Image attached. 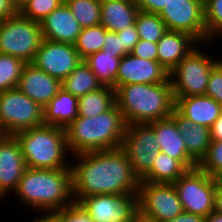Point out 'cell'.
<instances>
[{
	"label": "cell",
	"instance_id": "1",
	"mask_svg": "<svg viewBox=\"0 0 222 222\" xmlns=\"http://www.w3.org/2000/svg\"><path fill=\"white\" fill-rule=\"evenodd\" d=\"M72 165L74 202L101 194H137L140 179L132 170L128 156L121 148L75 154Z\"/></svg>",
	"mask_w": 222,
	"mask_h": 222
},
{
	"label": "cell",
	"instance_id": "2",
	"mask_svg": "<svg viewBox=\"0 0 222 222\" xmlns=\"http://www.w3.org/2000/svg\"><path fill=\"white\" fill-rule=\"evenodd\" d=\"M13 193L31 210H43L44 214L60 211L74 202L71 168L26 167Z\"/></svg>",
	"mask_w": 222,
	"mask_h": 222
},
{
	"label": "cell",
	"instance_id": "3",
	"mask_svg": "<svg viewBox=\"0 0 222 222\" xmlns=\"http://www.w3.org/2000/svg\"><path fill=\"white\" fill-rule=\"evenodd\" d=\"M115 104L128 124H149L170 117L175 99L168 78L162 83L129 84L115 89Z\"/></svg>",
	"mask_w": 222,
	"mask_h": 222
},
{
	"label": "cell",
	"instance_id": "4",
	"mask_svg": "<svg viewBox=\"0 0 222 222\" xmlns=\"http://www.w3.org/2000/svg\"><path fill=\"white\" fill-rule=\"evenodd\" d=\"M125 129L116 104L94 118L77 117L65 128L69 154L121 148Z\"/></svg>",
	"mask_w": 222,
	"mask_h": 222
},
{
	"label": "cell",
	"instance_id": "5",
	"mask_svg": "<svg viewBox=\"0 0 222 222\" xmlns=\"http://www.w3.org/2000/svg\"><path fill=\"white\" fill-rule=\"evenodd\" d=\"M18 140L26 167L33 169L71 168L66 158L68 147L65 128L45 125L14 134Z\"/></svg>",
	"mask_w": 222,
	"mask_h": 222
},
{
	"label": "cell",
	"instance_id": "6",
	"mask_svg": "<svg viewBox=\"0 0 222 222\" xmlns=\"http://www.w3.org/2000/svg\"><path fill=\"white\" fill-rule=\"evenodd\" d=\"M195 47L169 73L174 99L205 95L212 69L222 60Z\"/></svg>",
	"mask_w": 222,
	"mask_h": 222
},
{
	"label": "cell",
	"instance_id": "7",
	"mask_svg": "<svg viewBox=\"0 0 222 222\" xmlns=\"http://www.w3.org/2000/svg\"><path fill=\"white\" fill-rule=\"evenodd\" d=\"M43 41L40 23L20 12L0 23V53L32 63Z\"/></svg>",
	"mask_w": 222,
	"mask_h": 222
},
{
	"label": "cell",
	"instance_id": "8",
	"mask_svg": "<svg viewBox=\"0 0 222 222\" xmlns=\"http://www.w3.org/2000/svg\"><path fill=\"white\" fill-rule=\"evenodd\" d=\"M0 124L7 135L42 126L43 108L17 87L0 92Z\"/></svg>",
	"mask_w": 222,
	"mask_h": 222
},
{
	"label": "cell",
	"instance_id": "9",
	"mask_svg": "<svg viewBox=\"0 0 222 222\" xmlns=\"http://www.w3.org/2000/svg\"><path fill=\"white\" fill-rule=\"evenodd\" d=\"M173 185L185 212L205 218L214 211L216 177L195 167L187 170Z\"/></svg>",
	"mask_w": 222,
	"mask_h": 222
},
{
	"label": "cell",
	"instance_id": "10",
	"mask_svg": "<svg viewBox=\"0 0 222 222\" xmlns=\"http://www.w3.org/2000/svg\"><path fill=\"white\" fill-rule=\"evenodd\" d=\"M138 215L153 222H167L182 213V203L173 183L140 182Z\"/></svg>",
	"mask_w": 222,
	"mask_h": 222
},
{
	"label": "cell",
	"instance_id": "11",
	"mask_svg": "<svg viewBox=\"0 0 222 222\" xmlns=\"http://www.w3.org/2000/svg\"><path fill=\"white\" fill-rule=\"evenodd\" d=\"M158 141L149 124H128L121 149L128 156L132 170L141 179L152 167L159 153Z\"/></svg>",
	"mask_w": 222,
	"mask_h": 222
},
{
	"label": "cell",
	"instance_id": "12",
	"mask_svg": "<svg viewBox=\"0 0 222 222\" xmlns=\"http://www.w3.org/2000/svg\"><path fill=\"white\" fill-rule=\"evenodd\" d=\"M78 203L94 222H135L138 216V194L93 195Z\"/></svg>",
	"mask_w": 222,
	"mask_h": 222
},
{
	"label": "cell",
	"instance_id": "13",
	"mask_svg": "<svg viewBox=\"0 0 222 222\" xmlns=\"http://www.w3.org/2000/svg\"><path fill=\"white\" fill-rule=\"evenodd\" d=\"M160 18L167 30L190 34L200 44H206L204 6L198 0H170Z\"/></svg>",
	"mask_w": 222,
	"mask_h": 222
},
{
	"label": "cell",
	"instance_id": "14",
	"mask_svg": "<svg viewBox=\"0 0 222 222\" xmlns=\"http://www.w3.org/2000/svg\"><path fill=\"white\" fill-rule=\"evenodd\" d=\"M82 60L73 44L43 39L32 64L62 82Z\"/></svg>",
	"mask_w": 222,
	"mask_h": 222
},
{
	"label": "cell",
	"instance_id": "15",
	"mask_svg": "<svg viewBox=\"0 0 222 222\" xmlns=\"http://www.w3.org/2000/svg\"><path fill=\"white\" fill-rule=\"evenodd\" d=\"M168 78L169 72L158 61L127 54L121 57L115 79V89L129 84L162 83Z\"/></svg>",
	"mask_w": 222,
	"mask_h": 222
},
{
	"label": "cell",
	"instance_id": "16",
	"mask_svg": "<svg viewBox=\"0 0 222 222\" xmlns=\"http://www.w3.org/2000/svg\"><path fill=\"white\" fill-rule=\"evenodd\" d=\"M26 168L21 146L14 135L0 141V199L16 190Z\"/></svg>",
	"mask_w": 222,
	"mask_h": 222
},
{
	"label": "cell",
	"instance_id": "17",
	"mask_svg": "<svg viewBox=\"0 0 222 222\" xmlns=\"http://www.w3.org/2000/svg\"><path fill=\"white\" fill-rule=\"evenodd\" d=\"M17 88L44 108L62 89L61 81L38 69L32 63H26Z\"/></svg>",
	"mask_w": 222,
	"mask_h": 222
},
{
	"label": "cell",
	"instance_id": "18",
	"mask_svg": "<svg viewBox=\"0 0 222 222\" xmlns=\"http://www.w3.org/2000/svg\"><path fill=\"white\" fill-rule=\"evenodd\" d=\"M40 26L43 39L73 45L82 30L65 2L46 16Z\"/></svg>",
	"mask_w": 222,
	"mask_h": 222
},
{
	"label": "cell",
	"instance_id": "19",
	"mask_svg": "<svg viewBox=\"0 0 222 222\" xmlns=\"http://www.w3.org/2000/svg\"><path fill=\"white\" fill-rule=\"evenodd\" d=\"M149 125L154 130L161 152L180 161L188 170L197 167V163L187 154L184 139L171 116L151 122Z\"/></svg>",
	"mask_w": 222,
	"mask_h": 222
},
{
	"label": "cell",
	"instance_id": "20",
	"mask_svg": "<svg viewBox=\"0 0 222 222\" xmlns=\"http://www.w3.org/2000/svg\"><path fill=\"white\" fill-rule=\"evenodd\" d=\"M196 44L201 45L188 33L167 30L157 42V61L170 73Z\"/></svg>",
	"mask_w": 222,
	"mask_h": 222
},
{
	"label": "cell",
	"instance_id": "21",
	"mask_svg": "<svg viewBox=\"0 0 222 222\" xmlns=\"http://www.w3.org/2000/svg\"><path fill=\"white\" fill-rule=\"evenodd\" d=\"M175 110L185 119L210 129L219 118L222 105L207 95L178 97Z\"/></svg>",
	"mask_w": 222,
	"mask_h": 222
},
{
	"label": "cell",
	"instance_id": "22",
	"mask_svg": "<svg viewBox=\"0 0 222 222\" xmlns=\"http://www.w3.org/2000/svg\"><path fill=\"white\" fill-rule=\"evenodd\" d=\"M171 117L175 120L179 133L184 139L187 154L198 164L210 146V129L185 119L176 110L172 112Z\"/></svg>",
	"mask_w": 222,
	"mask_h": 222
},
{
	"label": "cell",
	"instance_id": "23",
	"mask_svg": "<svg viewBox=\"0 0 222 222\" xmlns=\"http://www.w3.org/2000/svg\"><path fill=\"white\" fill-rule=\"evenodd\" d=\"M139 11L135 0H101L100 24L118 32L134 25Z\"/></svg>",
	"mask_w": 222,
	"mask_h": 222
},
{
	"label": "cell",
	"instance_id": "24",
	"mask_svg": "<svg viewBox=\"0 0 222 222\" xmlns=\"http://www.w3.org/2000/svg\"><path fill=\"white\" fill-rule=\"evenodd\" d=\"M78 117V98L61 89L43 108L45 125L66 128Z\"/></svg>",
	"mask_w": 222,
	"mask_h": 222
},
{
	"label": "cell",
	"instance_id": "25",
	"mask_svg": "<svg viewBox=\"0 0 222 222\" xmlns=\"http://www.w3.org/2000/svg\"><path fill=\"white\" fill-rule=\"evenodd\" d=\"M102 86L95 73L84 60L61 82L62 89L77 98L96 91Z\"/></svg>",
	"mask_w": 222,
	"mask_h": 222
},
{
	"label": "cell",
	"instance_id": "26",
	"mask_svg": "<svg viewBox=\"0 0 222 222\" xmlns=\"http://www.w3.org/2000/svg\"><path fill=\"white\" fill-rule=\"evenodd\" d=\"M187 170L180 161L159 151L151 169L140 179V182L174 183Z\"/></svg>",
	"mask_w": 222,
	"mask_h": 222
},
{
	"label": "cell",
	"instance_id": "27",
	"mask_svg": "<svg viewBox=\"0 0 222 222\" xmlns=\"http://www.w3.org/2000/svg\"><path fill=\"white\" fill-rule=\"evenodd\" d=\"M115 104V90L102 86L78 98V117L94 118L109 110Z\"/></svg>",
	"mask_w": 222,
	"mask_h": 222
},
{
	"label": "cell",
	"instance_id": "28",
	"mask_svg": "<svg viewBox=\"0 0 222 222\" xmlns=\"http://www.w3.org/2000/svg\"><path fill=\"white\" fill-rule=\"evenodd\" d=\"M121 57L100 50L89 55L84 61L89 65L90 69L95 73L99 82L103 86H110L115 90V79L120 64Z\"/></svg>",
	"mask_w": 222,
	"mask_h": 222
},
{
	"label": "cell",
	"instance_id": "29",
	"mask_svg": "<svg viewBox=\"0 0 222 222\" xmlns=\"http://www.w3.org/2000/svg\"><path fill=\"white\" fill-rule=\"evenodd\" d=\"M81 28L100 24L101 0H64Z\"/></svg>",
	"mask_w": 222,
	"mask_h": 222
},
{
	"label": "cell",
	"instance_id": "30",
	"mask_svg": "<svg viewBox=\"0 0 222 222\" xmlns=\"http://www.w3.org/2000/svg\"><path fill=\"white\" fill-rule=\"evenodd\" d=\"M106 31L107 29L101 24L81 30L74 46L83 60L103 49Z\"/></svg>",
	"mask_w": 222,
	"mask_h": 222
},
{
	"label": "cell",
	"instance_id": "31",
	"mask_svg": "<svg viewBox=\"0 0 222 222\" xmlns=\"http://www.w3.org/2000/svg\"><path fill=\"white\" fill-rule=\"evenodd\" d=\"M135 25L140 40L155 43H157L167 31V27L159 14L139 11Z\"/></svg>",
	"mask_w": 222,
	"mask_h": 222
},
{
	"label": "cell",
	"instance_id": "32",
	"mask_svg": "<svg viewBox=\"0 0 222 222\" xmlns=\"http://www.w3.org/2000/svg\"><path fill=\"white\" fill-rule=\"evenodd\" d=\"M25 64L20 58L0 53V92L17 87Z\"/></svg>",
	"mask_w": 222,
	"mask_h": 222
},
{
	"label": "cell",
	"instance_id": "33",
	"mask_svg": "<svg viewBox=\"0 0 222 222\" xmlns=\"http://www.w3.org/2000/svg\"><path fill=\"white\" fill-rule=\"evenodd\" d=\"M64 0H23L19 4V12L28 19L41 23Z\"/></svg>",
	"mask_w": 222,
	"mask_h": 222
},
{
	"label": "cell",
	"instance_id": "34",
	"mask_svg": "<svg viewBox=\"0 0 222 222\" xmlns=\"http://www.w3.org/2000/svg\"><path fill=\"white\" fill-rule=\"evenodd\" d=\"M206 41L213 42L222 33V0H211L204 6ZM220 32V33H219ZM209 40V41H208Z\"/></svg>",
	"mask_w": 222,
	"mask_h": 222
},
{
	"label": "cell",
	"instance_id": "35",
	"mask_svg": "<svg viewBox=\"0 0 222 222\" xmlns=\"http://www.w3.org/2000/svg\"><path fill=\"white\" fill-rule=\"evenodd\" d=\"M197 167L206 174L217 177L222 173V141L211 140L205 156L197 164Z\"/></svg>",
	"mask_w": 222,
	"mask_h": 222
},
{
	"label": "cell",
	"instance_id": "36",
	"mask_svg": "<svg viewBox=\"0 0 222 222\" xmlns=\"http://www.w3.org/2000/svg\"><path fill=\"white\" fill-rule=\"evenodd\" d=\"M50 215L57 222H94L78 202H73L60 211L50 213Z\"/></svg>",
	"mask_w": 222,
	"mask_h": 222
},
{
	"label": "cell",
	"instance_id": "37",
	"mask_svg": "<svg viewBox=\"0 0 222 222\" xmlns=\"http://www.w3.org/2000/svg\"><path fill=\"white\" fill-rule=\"evenodd\" d=\"M205 95L222 105V60L212 69Z\"/></svg>",
	"mask_w": 222,
	"mask_h": 222
},
{
	"label": "cell",
	"instance_id": "38",
	"mask_svg": "<svg viewBox=\"0 0 222 222\" xmlns=\"http://www.w3.org/2000/svg\"><path fill=\"white\" fill-rule=\"evenodd\" d=\"M116 34L120 38L122 57L124 55L130 54L137 42L140 40L135 24L116 32Z\"/></svg>",
	"mask_w": 222,
	"mask_h": 222
},
{
	"label": "cell",
	"instance_id": "39",
	"mask_svg": "<svg viewBox=\"0 0 222 222\" xmlns=\"http://www.w3.org/2000/svg\"><path fill=\"white\" fill-rule=\"evenodd\" d=\"M130 54L142 59L157 61V43L139 40Z\"/></svg>",
	"mask_w": 222,
	"mask_h": 222
},
{
	"label": "cell",
	"instance_id": "40",
	"mask_svg": "<svg viewBox=\"0 0 222 222\" xmlns=\"http://www.w3.org/2000/svg\"><path fill=\"white\" fill-rule=\"evenodd\" d=\"M103 44V51H109L111 54H116L118 57H122L121 42L116 32L106 31Z\"/></svg>",
	"mask_w": 222,
	"mask_h": 222
},
{
	"label": "cell",
	"instance_id": "41",
	"mask_svg": "<svg viewBox=\"0 0 222 222\" xmlns=\"http://www.w3.org/2000/svg\"><path fill=\"white\" fill-rule=\"evenodd\" d=\"M170 0H135L138 8L142 12L160 14Z\"/></svg>",
	"mask_w": 222,
	"mask_h": 222
},
{
	"label": "cell",
	"instance_id": "42",
	"mask_svg": "<svg viewBox=\"0 0 222 222\" xmlns=\"http://www.w3.org/2000/svg\"><path fill=\"white\" fill-rule=\"evenodd\" d=\"M18 12L19 4L15 0H0V23Z\"/></svg>",
	"mask_w": 222,
	"mask_h": 222
},
{
	"label": "cell",
	"instance_id": "43",
	"mask_svg": "<svg viewBox=\"0 0 222 222\" xmlns=\"http://www.w3.org/2000/svg\"><path fill=\"white\" fill-rule=\"evenodd\" d=\"M167 222H204V217L198 214L183 211L175 218Z\"/></svg>",
	"mask_w": 222,
	"mask_h": 222
},
{
	"label": "cell",
	"instance_id": "44",
	"mask_svg": "<svg viewBox=\"0 0 222 222\" xmlns=\"http://www.w3.org/2000/svg\"><path fill=\"white\" fill-rule=\"evenodd\" d=\"M214 211L222 213V182H220L217 177L214 194Z\"/></svg>",
	"mask_w": 222,
	"mask_h": 222
},
{
	"label": "cell",
	"instance_id": "45",
	"mask_svg": "<svg viewBox=\"0 0 222 222\" xmlns=\"http://www.w3.org/2000/svg\"><path fill=\"white\" fill-rule=\"evenodd\" d=\"M211 140H221L222 141V111L219 118L213 123L210 128Z\"/></svg>",
	"mask_w": 222,
	"mask_h": 222
},
{
	"label": "cell",
	"instance_id": "46",
	"mask_svg": "<svg viewBox=\"0 0 222 222\" xmlns=\"http://www.w3.org/2000/svg\"><path fill=\"white\" fill-rule=\"evenodd\" d=\"M204 222H222V213L213 211L204 218Z\"/></svg>",
	"mask_w": 222,
	"mask_h": 222
},
{
	"label": "cell",
	"instance_id": "47",
	"mask_svg": "<svg viewBox=\"0 0 222 222\" xmlns=\"http://www.w3.org/2000/svg\"><path fill=\"white\" fill-rule=\"evenodd\" d=\"M32 222H57L50 214L41 215Z\"/></svg>",
	"mask_w": 222,
	"mask_h": 222
},
{
	"label": "cell",
	"instance_id": "48",
	"mask_svg": "<svg viewBox=\"0 0 222 222\" xmlns=\"http://www.w3.org/2000/svg\"><path fill=\"white\" fill-rule=\"evenodd\" d=\"M135 222H153V221H149V220L138 215L135 219Z\"/></svg>",
	"mask_w": 222,
	"mask_h": 222
},
{
	"label": "cell",
	"instance_id": "49",
	"mask_svg": "<svg viewBox=\"0 0 222 222\" xmlns=\"http://www.w3.org/2000/svg\"><path fill=\"white\" fill-rule=\"evenodd\" d=\"M7 134L3 130L1 124H0V141L6 136Z\"/></svg>",
	"mask_w": 222,
	"mask_h": 222
},
{
	"label": "cell",
	"instance_id": "50",
	"mask_svg": "<svg viewBox=\"0 0 222 222\" xmlns=\"http://www.w3.org/2000/svg\"><path fill=\"white\" fill-rule=\"evenodd\" d=\"M203 6H205L211 0H198Z\"/></svg>",
	"mask_w": 222,
	"mask_h": 222
},
{
	"label": "cell",
	"instance_id": "51",
	"mask_svg": "<svg viewBox=\"0 0 222 222\" xmlns=\"http://www.w3.org/2000/svg\"><path fill=\"white\" fill-rule=\"evenodd\" d=\"M218 180L222 182V173L218 176Z\"/></svg>",
	"mask_w": 222,
	"mask_h": 222
},
{
	"label": "cell",
	"instance_id": "52",
	"mask_svg": "<svg viewBox=\"0 0 222 222\" xmlns=\"http://www.w3.org/2000/svg\"><path fill=\"white\" fill-rule=\"evenodd\" d=\"M18 4H20L23 0H15Z\"/></svg>",
	"mask_w": 222,
	"mask_h": 222
}]
</instances>
